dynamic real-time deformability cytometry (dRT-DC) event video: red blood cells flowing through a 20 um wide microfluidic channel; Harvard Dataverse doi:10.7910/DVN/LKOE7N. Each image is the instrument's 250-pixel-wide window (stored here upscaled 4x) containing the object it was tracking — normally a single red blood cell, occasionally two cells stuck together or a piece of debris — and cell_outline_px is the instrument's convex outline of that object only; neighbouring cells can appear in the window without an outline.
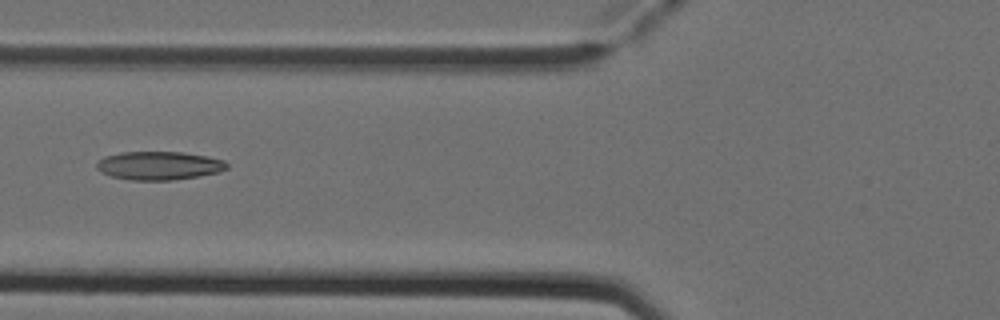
{"species": "Egyptian fruit bat (a non-hibernating species)", "species_latin": "Rousettus aegyptiacus", "temperature_condition": "cold", "stored_images_in_passage": 6, "camera_frame_rate_fps": 3000, "um_per_image_px": 0.085, "animal": {"sex": "female"}, "frame": {"image": 1, "passage_image": 5, "time_ms": 1.333, "image_size_px": [1000, 320], "cell_outline_px": [[228, 168], [220, 172], [172, 180], [128, 180], [112, 176], [100, 172], [96, 168], [96, 164], [104, 156], [120, 152], [184, 152], [208, 156], [224, 160], [228, 164]], "centroid_in_image_um": [13.52, 14.07], "position_along_channel_um": 112.3, "area_um2": 21.68}}
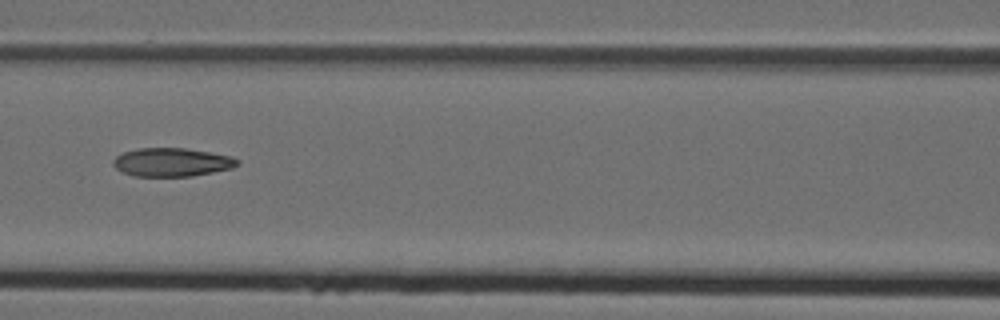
{"frame": {"image": 2, "passage_image": 6, "time_ms": 1.667, "image_size_px": [1000, 320], "cell_outline_px": [[240, 164], [232, 168], [192, 176], [132, 176], [116, 168], [112, 164], [112, 160], [116, 156], [124, 152], [140, 148], [184, 148], [208, 152], [228, 156], [240, 160]], "centroid_in_image_um": [14.59, 13.79], "position_along_channel_um": 152.0, "area_um2": 20.46}}